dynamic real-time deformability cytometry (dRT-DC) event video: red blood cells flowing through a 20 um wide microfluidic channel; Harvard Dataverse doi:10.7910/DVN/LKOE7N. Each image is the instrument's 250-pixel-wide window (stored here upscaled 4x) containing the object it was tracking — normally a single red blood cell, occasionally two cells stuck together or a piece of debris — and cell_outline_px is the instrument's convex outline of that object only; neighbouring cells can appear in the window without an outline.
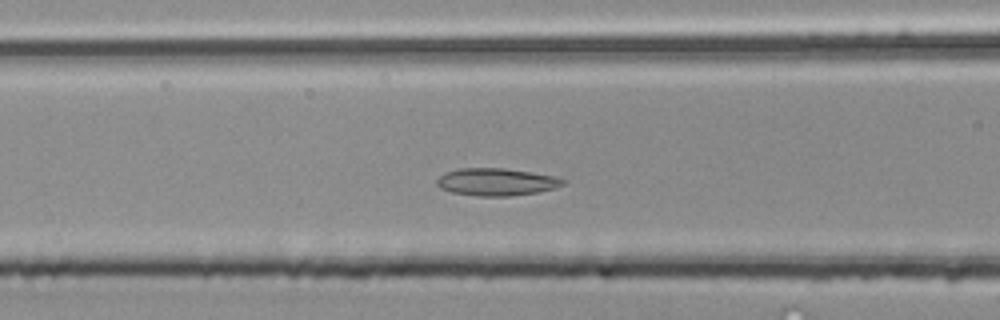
{"species": "common noctule bat (a hibernating species)", "species_latin": "Nyctalus noctula", "temperature_condition": "room temperature", "stored_images_in_passage": 39, "camera_frame_rate_fps": 3000, "um_per_image_px": 0.085, "animal": {"sex": "male", "body_mass_g": 20.4}, "frame": {"image": 1, "passage_image": 12, "time_ms": 3.667, "image_size_px": [1000, 320], "cell_outline_px": [[568, 180], [564, 184], [552, 188], [536, 192], [508, 196], [480, 196], [452, 192], [440, 188], [436, 184], [436, 180], [444, 172], [460, 168], [504, 168], [532, 172], [552, 176]], "centroid_in_image_um": [42.16, 15.45], "position_along_channel_um": 124.4, "area_um2": 20.0}}
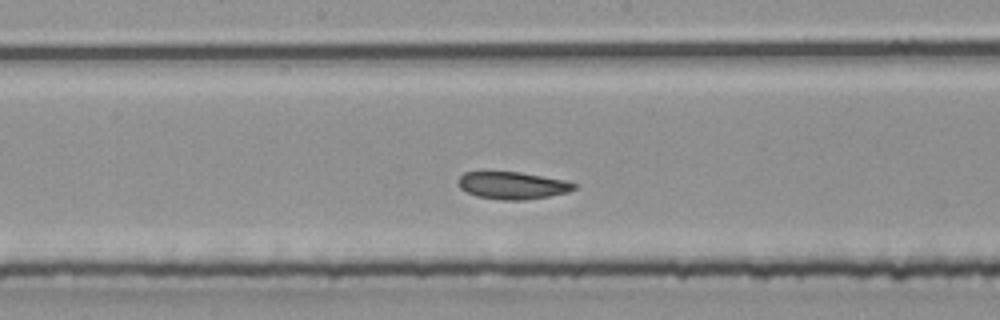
{"frame": {"image": 2, "passage_image": 18, "time_ms": 5.667, "image_size_px": [1000, 320], "cell_outline_px": [[576, 188], [568, 192], [548, 196], [524, 200], [504, 200], [476, 196], [460, 188], [456, 184], [456, 180], [464, 172], [520, 172], [564, 180], [576, 184]], "centroid_in_image_um": [43.52, 15.76], "position_along_channel_um": 204.7, "area_um2": 18.38}}
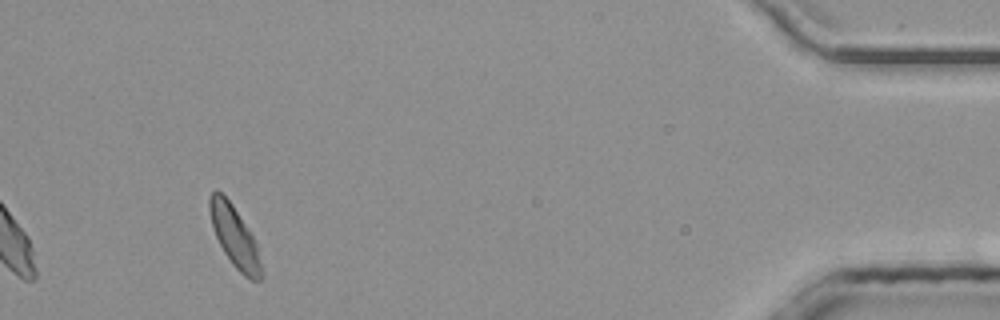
{"frame": {"image": 3, "passage_image": 39, "time_ms": 12.667, "image_size_px": [1000, 320], "cell_outline_px": [[260, 280], [252, 280], [244, 276], [232, 264], [224, 252], [212, 228], [208, 208], [208, 196], [216, 188], [232, 204], [252, 236], [256, 244], [260, 264]], "centroid_in_image_um": [19.87, 20.06], "position_along_channel_um": 415.3, "area_um2": 17.86}, "authors_computed_cell_mechanics": {"area_um2": 19.5942, "velocity_mm_per_s": 4.0164, "shape_relaxation_time_tau1_ms": null, "shape_relaxation_time_tau2_ms": 3.1852, "deformation_change_tau1": null, "deformation_change_tau2": 0.0853}}